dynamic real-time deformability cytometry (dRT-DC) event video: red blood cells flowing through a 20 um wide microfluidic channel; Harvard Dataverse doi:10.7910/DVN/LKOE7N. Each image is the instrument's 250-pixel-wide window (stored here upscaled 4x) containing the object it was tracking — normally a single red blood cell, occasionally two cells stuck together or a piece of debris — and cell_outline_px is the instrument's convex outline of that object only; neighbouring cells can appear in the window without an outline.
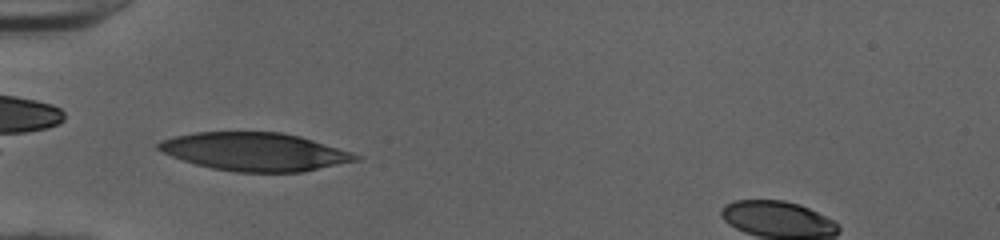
{"species": "human", "species_latin": "Homo sapiens", "temperature_condition": "cold", "stored_images_in_passage": 28, "camera_frame_rate_fps": 3000, "um_per_image_px": 0.085, "donor": {"sex": "female"}, "frame": {"image": 1, "passage_image": 1, "time_ms": 0.0, "image_size_px": [1000, 240], "cell_outline_px": [[360, 160], [304, 172], [236, 172], [212, 168], [196, 164], [172, 156], [156, 148], [156, 144], [160, 140], [172, 136], [196, 132], [280, 132], [300, 136], [352, 152], [360, 156]], "centroid_in_image_um": [21.66, 12.89], "position_along_channel_um": 63.3, "area_um2": 43.87}}
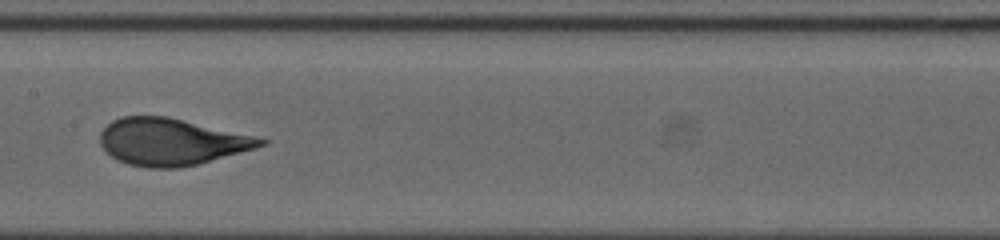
{"frame": {"image": 2, "passage_image": 11, "time_ms": 3.333, "image_size_px": [1000, 240], "cell_outline_px": [[268, 144], [256, 148], [200, 164], [180, 168], [148, 168], [128, 164], [116, 160], [100, 144], [100, 132], [112, 120], [120, 116], [168, 116], [252, 136], [268, 140]], "centroid_in_image_um": [14.54, 12.06], "position_along_channel_um": 192.9, "area_um2": 43.81}}
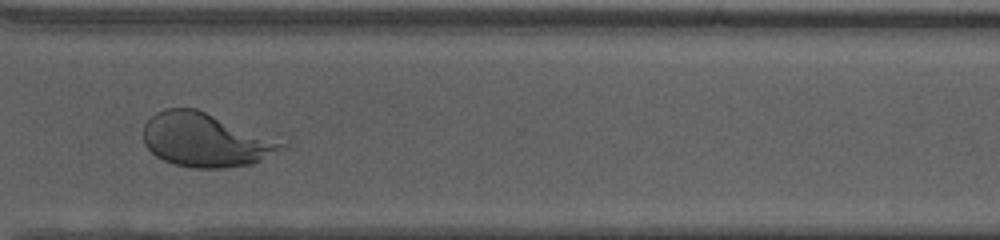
{"frame": {"image": 3, "passage_image": 23, "time_ms": 7.333, "image_size_px": [1000, 240], "cell_outline_px": [[288, 144], [260, 160], [252, 164], [224, 168], [192, 168], [176, 164], [164, 160], [156, 156], [144, 144], [144, 124], [156, 112], [164, 108], [196, 108]], "centroid_in_image_um": [17.4, 11.89], "position_along_channel_um": 353.2, "area_um2": 42.6}, "authors_computed_cell_mechanics": {"area_um2": 43.8124, "velocity_mm_per_s": 4.0088, "shape_relaxation_time_tau1_ms": 3.4174, "shape_relaxation_time_tau2_ms": null, "deformation_change_tau1": 0.2008, "deformation_change_tau2": null}}